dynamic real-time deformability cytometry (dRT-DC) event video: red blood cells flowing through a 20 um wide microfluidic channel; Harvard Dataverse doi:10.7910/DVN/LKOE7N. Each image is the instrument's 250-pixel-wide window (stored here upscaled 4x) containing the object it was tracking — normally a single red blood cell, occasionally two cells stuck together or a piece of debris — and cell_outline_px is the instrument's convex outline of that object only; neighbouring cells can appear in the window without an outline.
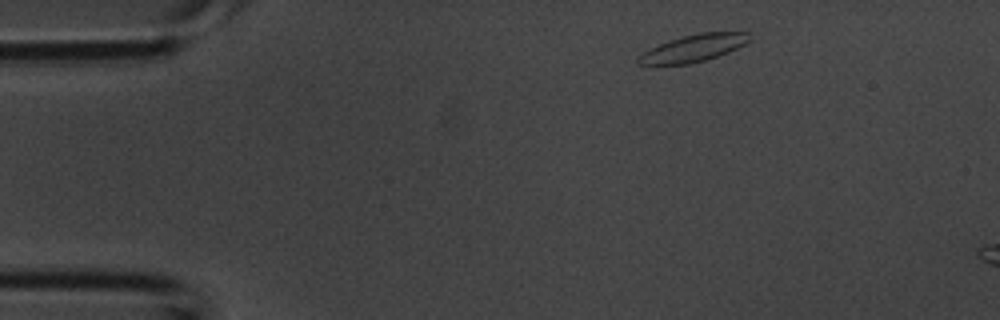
{"species": "common noctule bat (a hibernating species)", "species_latin": "Nyctalus noctula", "temperature_condition": "room temperature", "stored_images_in_passage": 3, "camera_frame_rate_fps": 3000, "um_per_image_px": 0.085, "animal": {"sex": "male", "body_mass_g": 20.1, "forearm_length_mm": 53.5}, "frame": {"image": 1, "passage_image": 1, "time_ms": 0.0, "image_size_px": [1000, 320], "cell_outline_px": [[752, 40], [728, 52], [704, 60], [688, 64], [636, 64], [636, 60], [644, 52], [668, 40], [700, 32], [748, 32]], "centroid_in_image_um": [58.98, 4.08], "position_along_channel_um": 26.0, "area_um2": 17.22}}